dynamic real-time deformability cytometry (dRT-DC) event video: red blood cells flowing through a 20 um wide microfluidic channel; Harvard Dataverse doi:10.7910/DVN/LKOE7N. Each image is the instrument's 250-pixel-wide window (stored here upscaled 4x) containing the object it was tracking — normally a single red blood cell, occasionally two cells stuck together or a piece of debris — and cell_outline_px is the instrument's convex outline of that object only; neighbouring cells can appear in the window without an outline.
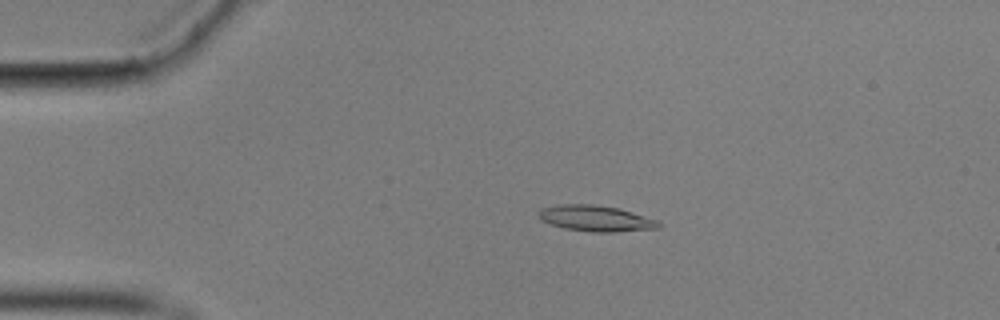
{"species": "common noctule bat (a hibernating species)", "species_latin": "Nyctalus noctula", "temperature_condition": "cold", "stored_images_in_passage": 57, "camera_frame_rate_fps": 3000, "um_per_image_px": 0.085, "animal": {"sex": "male", "body_mass_g": 17.9}, "frame": {"image": 1, "passage_image": 12, "time_ms": 3.667, "image_size_px": [1000, 320], "cell_outline_px": [[660, 228], [616, 232], [592, 232], [564, 228], [540, 220], [536, 216], [540, 208], [560, 204], [592, 204], [620, 208], [660, 220]], "centroid_in_image_um": [50.65, 18.56], "position_along_channel_um": 34.3, "area_um2": 18.44}}
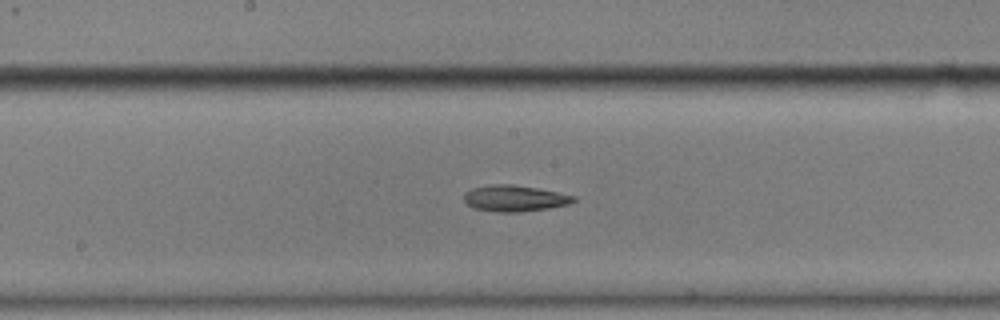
{"frame": {"image": 2, "passage_image": 30, "time_ms": 9.667, "image_size_px": [1000, 320], "cell_outline_px": [[576, 200], [568, 204], [548, 208], [520, 212], [500, 212], [472, 208], [464, 200], [464, 192], [472, 188], [492, 184], [512, 184], [536, 188], [576, 196]], "centroid_in_image_um": [43.71, 16.85], "position_along_channel_um": 204.5, "area_um2": 16.65}}
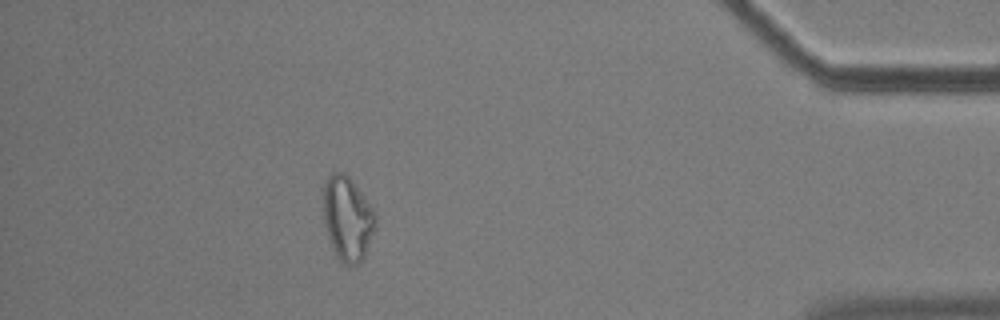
{"frame": {"image": 3, "passage_image": 51, "time_ms": 16.667, "image_size_px": [1000, 320], "cell_outline_px": [[376, 228], [364, 260], [356, 264], [344, 264], [336, 256], [328, 236], [324, 224], [320, 192], [328, 176], [332, 172], [344, 172], [348, 176], [376, 212]], "centroid_in_image_um": [29.52, 18.56], "position_along_channel_um": 405.7, "area_um2": 26.24}, "authors_computed_cell_mechanics": {"area_um2": 17.2822, "velocity_mm_per_s": 3.5224, "shape_relaxation_time_tau1_ms": null, "shape_relaxation_time_tau2_ms": 9.4608, "deformation_change_tau1": null, "deformation_change_tau2": 0.2019}}